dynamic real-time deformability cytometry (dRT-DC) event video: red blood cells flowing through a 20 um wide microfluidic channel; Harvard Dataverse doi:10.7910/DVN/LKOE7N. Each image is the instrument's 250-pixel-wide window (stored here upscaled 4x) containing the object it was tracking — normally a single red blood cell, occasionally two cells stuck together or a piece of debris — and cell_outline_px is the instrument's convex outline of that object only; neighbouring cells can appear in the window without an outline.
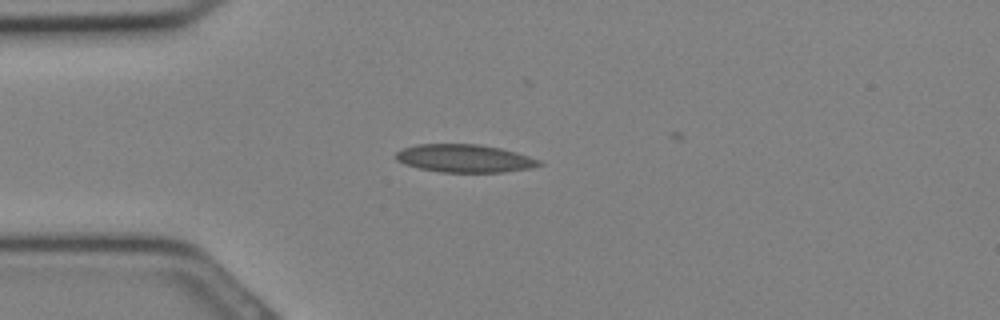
{"species": "Egyptian fruit bat (a non-hibernating species)", "species_latin": "Rousettus aegyptiacus", "temperature_condition": "cold", "stored_images_in_passage": 9, "camera_frame_rate_fps": 3000, "um_per_image_px": 0.085, "animal": {"sex": "female"}, "frame": {"image": 1, "passage_image": 7, "time_ms": 2.0, "image_size_px": [1000, 320], "cell_outline_px": [[544, 164], [532, 168], [504, 172], [440, 172], [420, 168], [404, 164], [396, 160], [396, 152], [404, 148], [416, 144], [476, 144], [500, 148], [516, 152], [540, 160]], "centroid_in_image_um": [39.5, 13.46], "position_along_channel_um": 45.5, "area_um2": 23.29}}